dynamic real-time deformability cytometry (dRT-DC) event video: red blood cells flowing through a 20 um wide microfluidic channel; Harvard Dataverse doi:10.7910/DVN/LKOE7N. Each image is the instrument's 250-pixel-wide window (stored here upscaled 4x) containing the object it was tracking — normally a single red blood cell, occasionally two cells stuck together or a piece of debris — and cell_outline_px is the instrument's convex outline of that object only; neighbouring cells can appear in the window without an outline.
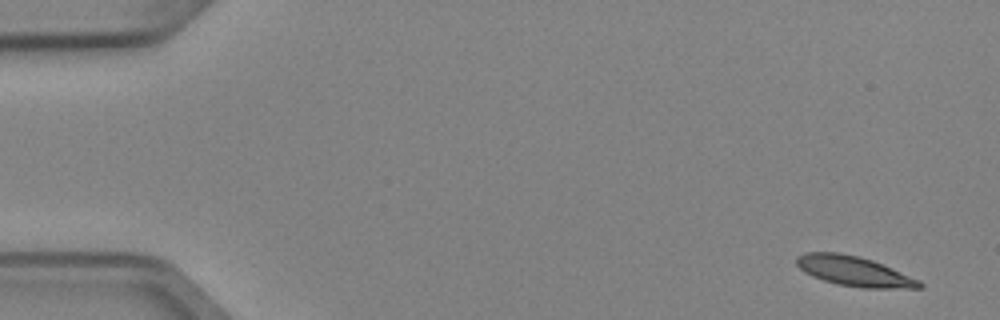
{"species": "Egyptian fruit bat (a non-hibernating species)", "species_latin": "Rousettus aegyptiacus", "temperature_condition": "cold", "stored_images_in_passage": 5, "camera_frame_rate_fps": 3000, "um_per_image_px": 0.085, "animal": {"sex": "female"}, "frame": {"image": 1, "passage_image": 1, "time_ms": 0.0, "image_size_px": [1000, 320], "cell_outline_px": [[924, 288], [860, 288], [836, 284], [812, 276], [804, 272], [796, 264], [796, 256], [804, 252], [840, 252], [860, 256], [872, 260], [920, 280], [924, 284]], "centroid_in_image_um": [72.59, 23.05], "position_along_channel_um": 12.4, "area_um2": 21.56}}
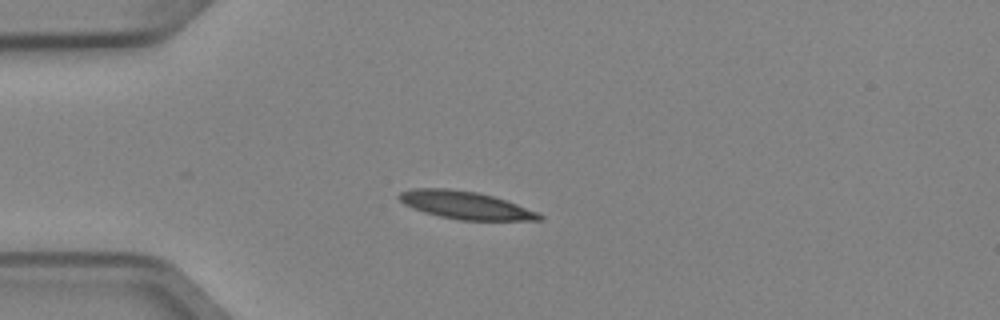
{"frame": {"image": 2, "passage_image": 4, "time_ms": 1.0, "image_size_px": [1000, 320], "cell_outline_px": [[544, 216], [540, 220], [460, 220], [440, 216], [424, 212], [412, 208], [404, 204], [396, 196], [400, 192], [412, 188], [448, 188], [476, 192], [492, 196], [516, 204], [536, 212]], "centroid_in_image_um": [39.49, 17.43], "position_along_channel_um": 45.5, "area_um2": 22.43}}